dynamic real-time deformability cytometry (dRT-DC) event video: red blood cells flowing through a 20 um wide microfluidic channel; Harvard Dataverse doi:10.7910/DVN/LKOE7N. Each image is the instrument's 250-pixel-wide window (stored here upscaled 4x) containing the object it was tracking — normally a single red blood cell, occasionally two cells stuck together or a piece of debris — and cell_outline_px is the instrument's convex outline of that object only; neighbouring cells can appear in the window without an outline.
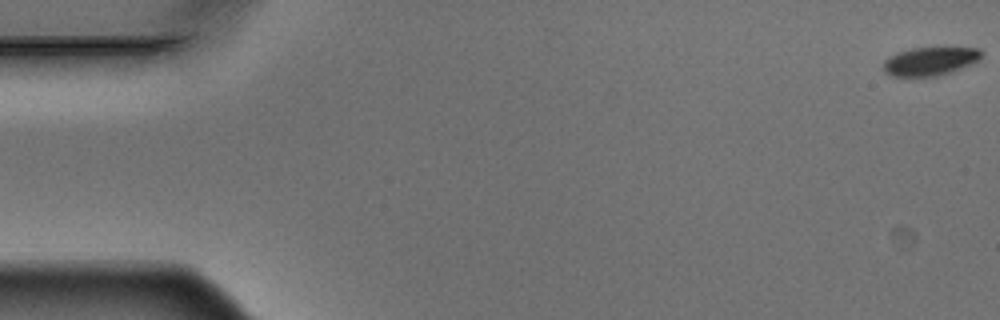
{"species": "Egyptian fruit bat (a non-hibernating species)", "species_latin": "Rousettus aegyptiacus", "temperature_condition": "warm", "stored_images_in_passage": 9, "camera_frame_rate_fps": 3000, "um_per_image_px": 0.085, "animal": {"sex": "male"}, "frame": {"image": 1, "passage_image": 1, "time_ms": 0.0, "image_size_px": [1000, 320], "cell_outline_px": [[980, 56], [976, 60], [952, 72], [936, 76], [888, 76], [884, 72], [884, 60], [888, 56], [896, 52], [912, 48], [980, 48]], "centroid_in_image_um": [78.96, 5.21], "position_along_channel_um": 6.0, "area_um2": 16.01}}
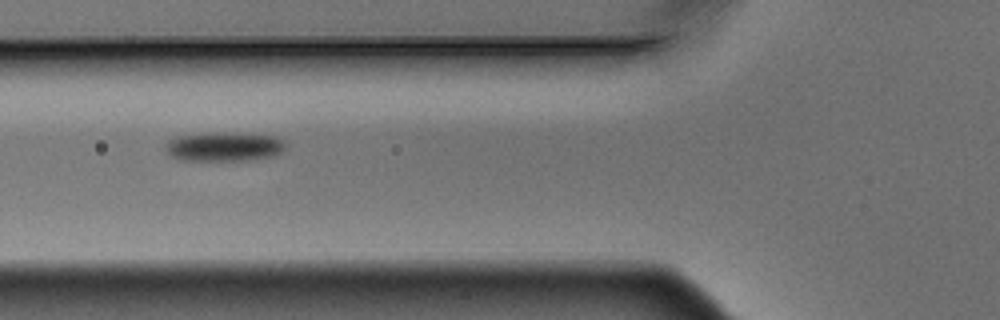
{"frame": {"image": 2, "passage_image": 7, "time_ms": 2.0, "image_size_px": [1000, 320], "cell_outline_px": [[284, 148], [280, 152], [272, 156], [248, 160], [180, 160], [172, 156], [164, 148], [164, 144], [168, 140], [176, 136], [208, 132], [232, 132], [276, 136], [284, 140]], "centroid_in_image_um": [19.01, 12.44], "position_along_channel_um": 106.8, "area_um2": 20.63}}
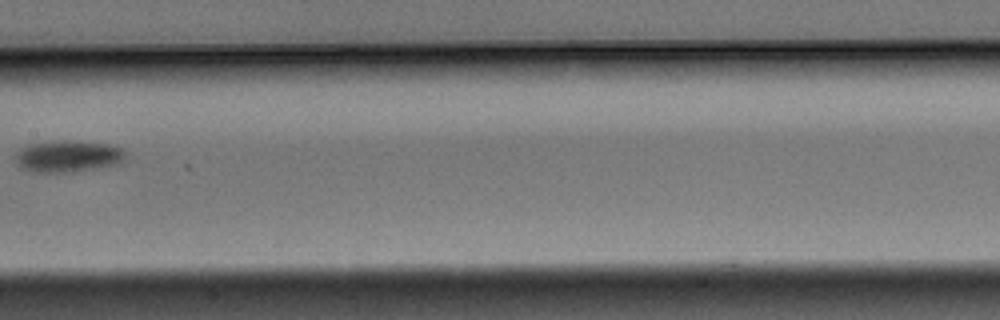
{"frame": {"image": 3, "passage_image": 9, "time_ms": 2.667, "image_size_px": [1000, 320], "cell_outline_px": [[124, 160], [120, 164], [96, 168], [64, 172], [36, 172], [24, 168], [16, 160], [16, 152], [24, 144], [52, 140], [72, 140], [108, 144], [120, 148], [124, 152]], "centroid_in_image_um": [5.76, 13.25], "position_along_channel_um": 201.6, "area_um2": 20.35}}